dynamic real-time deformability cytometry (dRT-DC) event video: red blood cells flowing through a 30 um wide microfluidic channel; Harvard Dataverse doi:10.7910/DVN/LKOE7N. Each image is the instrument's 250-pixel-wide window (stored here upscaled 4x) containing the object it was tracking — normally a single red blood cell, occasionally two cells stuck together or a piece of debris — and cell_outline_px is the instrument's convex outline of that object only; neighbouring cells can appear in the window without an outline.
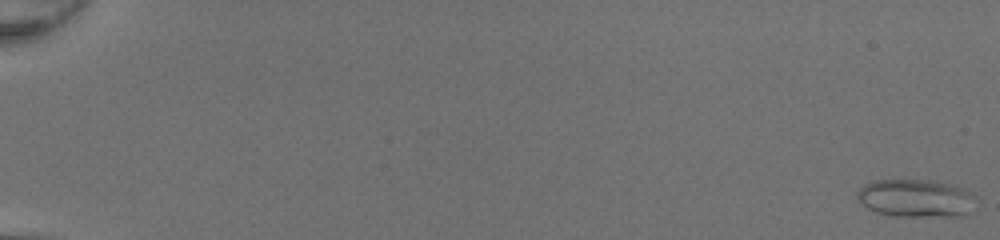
{"species": "common noctule bat (a hibernating species)", "species_latin": "Nyctalus noctula", "temperature_condition": "room temperature", "stored_images_in_passage": 51, "camera_frame_rate_fps": 3000, "um_per_image_px": 0.085, "animal": {"sex": "female", "body_mass_g": 20.0, "forearm_length_mm": 54.0}, "frame": {"image": 1, "passage_image": 1, "time_ms": 0.0, "image_size_px": [1000, 240], "cell_outline_px": [[980, 196], [964, 216], [896, 216], [876, 212], [868, 208], [856, 196], [856, 192], [864, 184], [876, 180], [936, 180], [972, 192]], "centroid_in_image_um": [77.88, 16.84], "position_along_channel_um": 7.1, "area_um2": 26.24}}
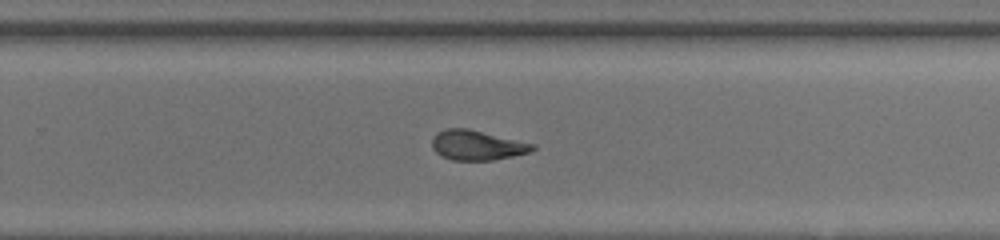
{"frame": {"image": 2, "passage_image": 36, "time_ms": 11.667, "image_size_px": [1000, 240], "cell_outline_px": [[536, 148], [528, 152], [512, 156], [492, 160], [452, 160], [440, 156], [432, 148], [432, 136], [436, 132], [444, 128], [468, 128], [536, 144]], "centroid_in_image_um": [40.51, 12.33], "position_along_channel_um": 289.3, "area_um2": 17.63}}
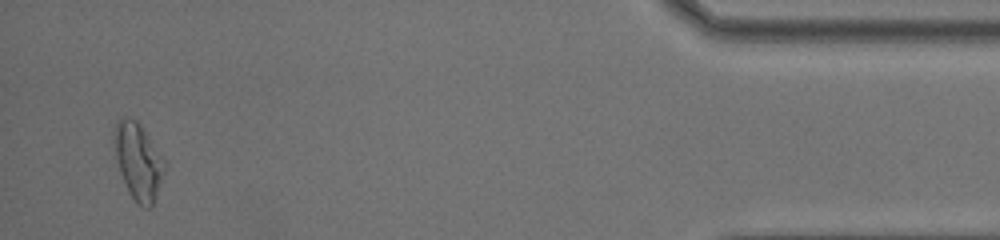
{"frame": {"image": 3, "passage_image": 50, "time_ms": 16.333, "image_size_px": [1000, 240], "cell_outline_px": [[164, 168], [156, 196], [152, 208], [144, 208], [136, 204], [128, 192], [120, 172], [116, 156], [116, 120], [120, 116], [136, 120], [140, 124], [164, 160]], "centroid_in_image_um": [11.75, 13.76], "position_along_channel_um": 423.4, "area_um2": 21.79}, "authors_computed_cell_mechanics": {"area_um2": 19.1318, "velocity_mm_per_s": 4.2557, "shape_relaxation_time_tau1_ms": 4.9703, "shape_relaxation_time_tau2_ms": 1.6664, "deformation_change_tau1": 0.1847, "deformation_change_tau2": 0.0968}}